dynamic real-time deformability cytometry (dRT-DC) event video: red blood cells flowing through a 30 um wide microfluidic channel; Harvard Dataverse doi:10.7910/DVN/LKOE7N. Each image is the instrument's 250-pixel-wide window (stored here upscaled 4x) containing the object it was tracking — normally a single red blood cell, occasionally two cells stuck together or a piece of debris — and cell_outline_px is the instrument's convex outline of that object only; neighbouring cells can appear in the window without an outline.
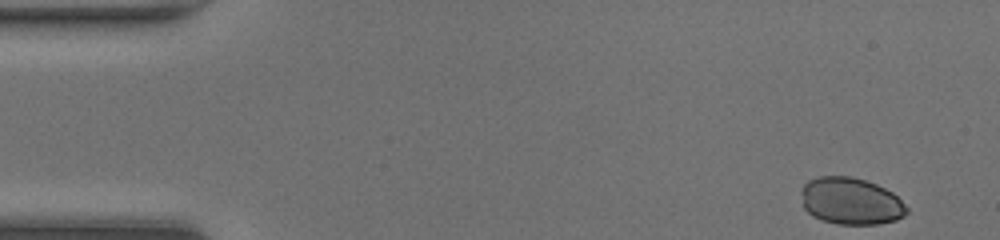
{"species": "common noctule bat (a hibernating species)", "species_latin": "Nyctalus noctula", "temperature_condition": "room temperature", "stored_images_in_passage": 46, "camera_frame_rate_fps": 3000, "um_per_image_px": 0.085, "animal": {"sex": "female", "body_mass_g": 20.0, "forearm_length_mm": 54.0}, "frame": {"image": 1, "passage_image": 1, "time_ms": 0.0, "image_size_px": [1000, 240], "cell_outline_px": [[908, 212], [904, 216], [896, 220], [876, 224], [836, 224], [820, 220], [812, 216], [804, 208], [800, 188], [808, 180], [816, 176], [852, 176], [876, 184], [892, 192], [908, 208]], "centroid_in_image_um": [72.29, 17.09], "position_along_channel_um": 12.7, "area_um2": 29.07}}
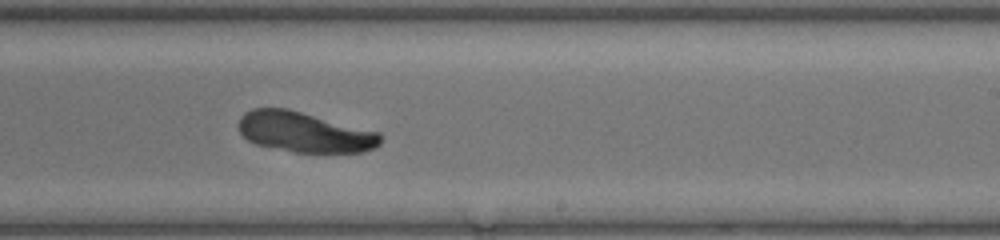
{"frame": {"image": 2, "passage_image": 27, "time_ms": 8.667, "image_size_px": [1000, 240], "cell_outline_px": [[384, 136], [380, 144], [376, 148], [364, 152], [292, 152], [256, 144], [248, 140], [240, 132], [236, 124], [240, 116], [244, 112], [252, 108], [288, 108], [380, 132]], "centroid_in_image_um": [25.89, 11.22], "position_along_channel_um": 263.1, "area_um2": 33.76}}
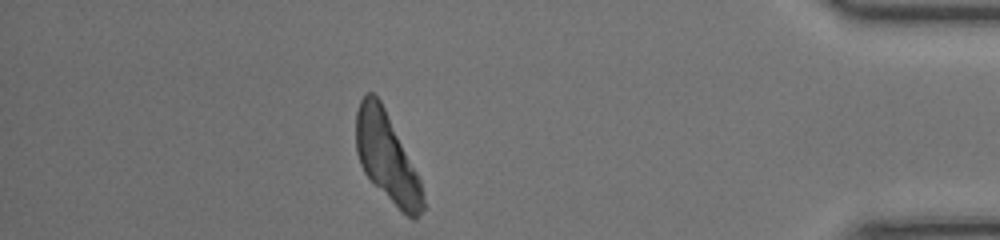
{"frame": {"image": 3, "passage_image": 40, "time_ms": 13.0, "image_size_px": [1000, 240], "cell_outline_px": [[424, 208], [412, 220], [364, 172], [360, 164], [356, 152], [356, 112], [360, 100], [368, 92], [372, 92], [380, 100], [420, 180], [424, 200]], "centroid_in_image_um": [32.85, 13.32], "position_along_channel_um": 402.3, "area_um2": 33.18}}